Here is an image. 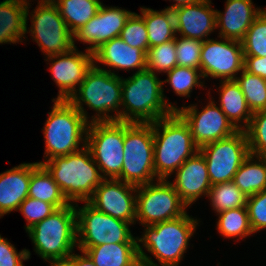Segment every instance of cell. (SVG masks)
<instances>
[{
    "mask_svg": "<svg viewBox=\"0 0 266 266\" xmlns=\"http://www.w3.org/2000/svg\"><path fill=\"white\" fill-rule=\"evenodd\" d=\"M162 83L149 69L138 70L129 79L122 80L121 102L127 111H130V116L126 111H119L116 117L112 118L106 114L101 118H93V121L153 123L172 114L177 108L164 102Z\"/></svg>",
    "mask_w": 266,
    "mask_h": 266,
    "instance_id": "1",
    "label": "cell"
},
{
    "mask_svg": "<svg viewBox=\"0 0 266 266\" xmlns=\"http://www.w3.org/2000/svg\"><path fill=\"white\" fill-rule=\"evenodd\" d=\"M84 147L78 152L39 163L52 175L68 202L89 201L104 179L94 167L96 162L90 150L86 145Z\"/></svg>",
    "mask_w": 266,
    "mask_h": 266,
    "instance_id": "2",
    "label": "cell"
},
{
    "mask_svg": "<svg viewBox=\"0 0 266 266\" xmlns=\"http://www.w3.org/2000/svg\"><path fill=\"white\" fill-rule=\"evenodd\" d=\"M158 127H162V134ZM153 136L154 170L158 179L167 178L173 170L191 158L190 154H194V148L199 151L189 126L176 111L153 122Z\"/></svg>",
    "mask_w": 266,
    "mask_h": 266,
    "instance_id": "3",
    "label": "cell"
},
{
    "mask_svg": "<svg viewBox=\"0 0 266 266\" xmlns=\"http://www.w3.org/2000/svg\"><path fill=\"white\" fill-rule=\"evenodd\" d=\"M76 220V209L69 204L27 230L36 252L44 259H53L51 266L70 256L77 240Z\"/></svg>",
    "mask_w": 266,
    "mask_h": 266,
    "instance_id": "4",
    "label": "cell"
},
{
    "mask_svg": "<svg viewBox=\"0 0 266 266\" xmlns=\"http://www.w3.org/2000/svg\"><path fill=\"white\" fill-rule=\"evenodd\" d=\"M154 176L153 123L124 122V160L120 180L137 187L151 183Z\"/></svg>",
    "mask_w": 266,
    "mask_h": 266,
    "instance_id": "5",
    "label": "cell"
},
{
    "mask_svg": "<svg viewBox=\"0 0 266 266\" xmlns=\"http://www.w3.org/2000/svg\"><path fill=\"white\" fill-rule=\"evenodd\" d=\"M87 125L82 113L69 100H56L44 128L45 154H50L49 160L78 152Z\"/></svg>",
    "mask_w": 266,
    "mask_h": 266,
    "instance_id": "6",
    "label": "cell"
},
{
    "mask_svg": "<svg viewBox=\"0 0 266 266\" xmlns=\"http://www.w3.org/2000/svg\"><path fill=\"white\" fill-rule=\"evenodd\" d=\"M196 222L185 214L153 224L147 226L144 237L139 241H144V247L153 253L163 266H177L197 225Z\"/></svg>",
    "mask_w": 266,
    "mask_h": 266,
    "instance_id": "7",
    "label": "cell"
},
{
    "mask_svg": "<svg viewBox=\"0 0 266 266\" xmlns=\"http://www.w3.org/2000/svg\"><path fill=\"white\" fill-rule=\"evenodd\" d=\"M90 124L85 145L93 159L98 161V170L111 179H120L124 160V122L92 121Z\"/></svg>",
    "mask_w": 266,
    "mask_h": 266,
    "instance_id": "8",
    "label": "cell"
},
{
    "mask_svg": "<svg viewBox=\"0 0 266 266\" xmlns=\"http://www.w3.org/2000/svg\"><path fill=\"white\" fill-rule=\"evenodd\" d=\"M199 152L206 160L212 185L232 181L241 164L250 155L244 129L225 139L201 146Z\"/></svg>",
    "mask_w": 266,
    "mask_h": 266,
    "instance_id": "9",
    "label": "cell"
},
{
    "mask_svg": "<svg viewBox=\"0 0 266 266\" xmlns=\"http://www.w3.org/2000/svg\"><path fill=\"white\" fill-rule=\"evenodd\" d=\"M79 248H91L101 244L137 243L128 228V222L116 219L93 207L88 201L76 210Z\"/></svg>",
    "mask_w": 266,
    "mask_h": 266,
    "instance_id": "10",
    "label": "cell"
},
{
    "mask_svg": "<svg viewBox=\"0 0 266 266\" xmlns=\"http://www.w3.org/2000/svg\"><path fill=\"white\" fill-rule=\"evenodd\" d=\"M80 97L76 93L69 99V101L78 109L84 118L82 100L90 108L106 114L107 111L115 110L122 104V79L111 71L102 70L94 64L87 71L84 81L79 86ZM106 111V112H105Z\"/></svg>",
    "mask_w": 266,
    "mask_h": 266,
    "instance_id": "11",
    "label": "cell"
},
{
    "mask_svg": "<svg viewBox=\"0 0 266 266\" xmlns=\"http://www.w3.org/2000/svg\"><path fill=\"white\" fill-rule=\"evenodd\" d=\"M141 189L136 197V218L141 223H148L151 226L166 220L175 219L186 214L179 194L174 189L172 183L166 179H159V185L137 186Z\"/></svg>",
    "mask_w": 266,
    "mask_h": 266,
    "instance_id": "12",
    "label": "cell"
},
{
    "mask_svg": "<svg viewBox=\"0 0 266 266\" xmlns=\"http://www.w3.org/2000/svg\"><path fill=\"white\" fill-rule=\"evenodd\" d=\"M33 15V30H30L38 45L48 56L64 54L74 49L73 33L61 17L54 0H41Z\"/></svg>",
    "mask_w": 266,
    "mask_h": 266,
    "instance_id": "13",
    "label": "cell"
},
{
    "mask_svg": "<svg viewBox=\"0 0 266 266\" xmlns=\"http://www.w3.org/2000/svg\"><path fill=\"white\" fill-rule=\"evenodd\" d=\"M225 40L227 42L203 40L200 56V71L203 78L209 74L211 77L235 80L234 73L244 69L242 42Z\"/></svg>",
    "mask_w": 266,
    "mask_h": 266,
    "instance_id": "14",
    "label": "cell"
},
{
    "mask_svg": "<svg viewBox=\"0 0 266 266\" xmlns=\"http://www.w3.org/2000/svg\"><path fill=\"white\" fill-rule=\"evenodd\" d=\"M176 112L185 120L189 126L194 143L201 146L225 139L235 134L239 129L231 123L226 114L211 103L199 114L195 106L182 108Z\"/></svg>",
    "mask_w": 266,
    "mask_h": 266,
    "instance_id": "15",
    "label": "cell"
},
{
    "mask_svg": "<svg viewBox=\"0 0 266 266\" xmlns=\"http://www.w3.org/2000/svg\"><path fill=\"white\" fill-rule=\"evenodd\" d=\"M120 179L106 178L95 189L93 196L88 201L97 210L116 219L133 223L136 218V196H131L129 191L137 189L136 186L121 183Z\"/></svg>",
    "mask_w": 266,
    "mask_h": 266,
    "instance_id": "16",
    "label": "cell"
},
{
    "mask_svg": "<svg viewBox=\"0 0 266 266\" xmlns=\"http://www.w3.org/2000/svg\"><path fill=\"white\" fill-rule=\"evenodd\" d=\"M132 13L126 10L106 8L101 5L98 13L84 26L73 33L77 39L92 44L88 50L94 52L103 43L119 37L127 19Z\"/></svg>",
    "mask_w": 266,
    "mask_h": 266,
    "instance_id": "17",
    "label": "cell"
},
{
    "mask_svg": "<svg viewBox=\"0 0 266 266\" xmlns=\"http://www.w3.org/2000/svg\"><path fill=\"white\" fill-rule=\"evenodd\" d=\"M75 50L74 47V49L64 54L49 56L51 59L60 56V59L52 63L53 65L50 69L55 82L60 87V94L57 100H69L75 94L74 87L76 84L79 83L81 85L87 71L94 63L92 52L87 50L88 52L83 54L77 53Z\"/></svg>",
    "mask_w": 266,
    "mask_h": 266,
    "instance_id": "18",
    "label": "cell"
},
{
    "mask_svg": "<svg viewBox=\"0 0 266 266\" xmlns=\"http://www.w3.org/2000/svg\"><path fill=\"white\" fill-rule=\"evenodd\" d=\"M182 202L187 206L202 193L208 195L212 186L204 156L196 151L178 169L175 184H172Z\"/></svg>",
    "mask_w": 266,
    "mask_h": 266,
    "instance_id": "19",
    "label": "cell"
},
{
    "mask_svg": "<svg viewBox=\"0 0 266 266\" xmlns=\"http://www.w3.org/2000/svg\"><path fill=\"white\" fill-rule=\"evenodd\" d=\"M209 3V0H199L172 9L176 32L184 38L203 41L201 38L216 27V11L210 9Z\"/></svg>",
    "mask_w": 266,
    "mask_h": 266,
    "instance_id": "20",
    "label": "cell"
},
{
    "mask_svg": "<svg viewBox=\"0 0 266 266\" xmlns=\"http://www.w3.org/2000/svg\"><path fill=\"white\" fill-rule=\"evenodd\" d=\"M80 249L97 266H157L144 254L138 243L101 244Z\"/></svg>",
    "mask_w": 266,
    "mask_h": 266,
    "instance_id": "21",
    "label": "cell"
},
{
    "mask_svg": "<svg viewBox=\"0 0 266 266\" xmlns=\"http://www.w3.org/2000/svg\"><path fill=\"white\" fill-rule=\"evenodd\" d=\"M224 16L216 11V27L221 25V37L242 41L255 18L262 12L252 9L251 0H227Z\"/></svg>",
    "mask_w": 266,
    "mask_h": 266,
    "instance_id": "22",
    "label": "cell"
},
{
    "mask_svg": "<svg viewBox=\"0 0 266 266\" xmlns=\"http://www.w3.org/2000/svg\"><path fill=\"white\" fill-rule=\"evenodd\" d=\"M31 164H21L0 174V216L19 209L28 197Z\"/></svg>",
    "mask_w": 266,
    "mask_h": 266,
    "instance_id": "23",
    "label": "cell"
},
{
    "mask_svg": "<svg viewBox=\"0 0 266 266\" xmlns=\"http://www.w3.org/2000/svg\"><path fill=\"white\" fill-rule=\"evenodd\" d=\"M93 59L117 69L138 67L140 71L146 69L147 63L145 51L129 46L120 37L103 43L93 52Z\"/></svg>",
    "mask_w": 266,
    "mask_h": 266,
    "instance_id": "24",
    "label": "cell"
},
{
    "mask_svg": "<svg viewBox=\"0 0 266 266\" xmlns=\"http://www.w3.org/2000/svg\"><path fill=\"white\" fill-rule=\"evenodd\" d=\"M24 1L5 0L0 3V43H15L26 33L28 7Z\"/></svg>",
    "mask_w": 266,
    "mask_h": 266,
    "instance_id": "25",
    "label": "cell"
},
{
    "mask_svg": "<svg viewBox=\"0 0 266 266\" xmlns=\"http://www.w3.org/2000/svg\"><path fill=\"white\" fill-rule=\"evenodd\" d=\"M28 197L51 203L57 209L70 204L61 192L60 187L54 181L52 175L38 162L31 164Z\"/></svg>",
    "mask_w": 266,
    "mask_h": 266,
    "instance_id": "26",
    "label": "cell"
},
{
    "mask_svg": "<svg viewBox=\"0 0 266 266\" xmlns=\"http://www.w3.org/2000/svg\"><path fill=\"white\" fill-rule=\"evenodd\" d=\"M148 33L149 48L174 40L176 37L173 11L169 8L161 12L141 9Z\"/></svg>",
    "mask_w": 266,
    "mask_h": 266,
    "instance_id": "27",
    "label": "cell"
},
{
    "mask_svg": "<svg viewBox=\"0 0 266 266\" xmlns=\"http://www.w3.org/2000/svg\"><path fill=\"white\" fill-rule=\"evenodd\" d=\"M221 87V110L239 130H242V128H239L236 123L241 120V118H244L247 128L252 118V113L248 108L244 94L238 83L236 80H224ZM244 114L245 117H243ZM233 121H236V123Z\"/></svg>",
    "mask_w": 266,
    "mask_h": 266,
    "instance_id": "28",
    "label": "cell"
},
{
    "mask_svg": "<svg viewBox=\"0 0 266 266\" xmlns=\"http://www.w3.org/2000/svg\"><path fill=\"white\" fill-rule=\"evenodd\" d=\"M253 155L250 154L241 164L233 177V182L246 197L266 189V158H260L262 163H250Z\"/></svg>",
    "mask_w": 266,
    "mask_h": 266,
    "instance_id": "29",
    "label": "cell"
},
{
    "mask_svg": "<svg viewBox=\"0 0 266 266\" xmlns=\"http://www.w3.org/2000/svg\"><path fill=\"white\" fill-rule=\"evenodd\" d=\"M57 2L54 3L68 28L71 27L72 33L94 17L102 5L99 0H59Z\"/></svg>",
    "mask_w": 266,
    "mask_h": 266,
    "instance_id": "30",
    "label": "cell"
},
{
    "mask_svg": "<svg viewBox=\"0 0 266 266\" xmlns=\"http://www.w3.org/2000/svg\"><path fill=\"white\" fill-rule=\"evenodd\" d=\"M241 88L251 113L266 110V79L242 70L240 79L235 78Z\"/></svg>",
    "mask_w": 266,
    "mask_h": 266,
    "instance_id": "31",
    "label": "cell"
},
{
    "mask_svg": "<svg viewBox=\"0 0 266 266\" xmlns=\"http://www.w3.org/2000/svg\"><path fill=\"white\" fill-rule=\"evenodd\" d=\"M208 195L217 212L246 207L247 197L233 181L212 185Z\"/></svg>",
    "mask_w": 266,
    "mask_h": 266,
    "instance_id": "32",
    "label": "cell"
},
{
    "mask_svg": "<svg viewBox=\"0 0 266 266\" xmlns=\"http://www.w3.org/2000/svg\"><path fill=\"white\" fill-rule=\"evenodd\" d=\"M219 213L220 217L217 226L223 236L234 237L241 235V237H244L253 233L246 207H239Z\"/></svg>",
    "mask_w": 266,
    "mask_h": 266,
    "instance_id": "33",
    "label": "cell"
},
{
    "mask_svg": "<svg viewBox=\"0 0 266 266\" xmlns=\"http://www.w3.org/2000/svg\"><path fill=\"white\" fill-rule=\"evenodd\" d=\"M241 42L244 56L266 57V10L255 18Z\"/></svg>",
    "mask_w": 266,
    "mask_h": 266,
    "instance_id": "34",
    "label": "cell"
},
{
    "mask_svg": "<svg viewBox=\"0 0 266 266\" xmlns=\"http://www.w3.org/2000/svg\"><path fill=\"white\" fill-rule=\"evenodd\" d=\"M146 68L150 71L168 72L177 66V52L175 39L169 42L148 48L146 53Z\"/></svg>",
    "mask_w": 266,
    "mask_h": 266,
    "instance_id": "35",
    "label": "cell"
},
{
    "mask_svg": "<svg viewBox=\"0 0 266 266\" xmlns=\"http://www.w3.org/2000/svg\"><path fill=\"white\" fill-rule=\"evenodd\" d=\"M246 129L250 154L266 158V110L253 113Z\"/></svg>",
    "mask_w": 266,
    "mask_h": 266,
    "instance_id": "36",
    "label": "cell"
},
{
    "mask_svg": "<svg viewBox=\"0 0 266 266\" xmlns=\"http://www.w3.org/2000/svg\"><path fill=\"white\" fill-rule=\"evenodd\" d=\"M119 37L129 46L139 48L147 53L149 48L148 33L142 16L132 13Z\"/></svg>",
    "mask_w": 266,
    "mask_h": 266,
    "instance_id": "37",
    "label": "cell"
},
{
    "mask_svg": "<svg viewBox=\"0 0 266 266\" xmlns=\"http://www.w3.org/2000/svg\"><path fill=\"white\" fill-rule=\"evenodd\" d=\"M203 41L191 38H175L177 65L200 69V56Z\"/></svg>",
    "mask_w": 266,
    "mask_h": 266,
    "instance_id": "38",
    "label": "cell"
},
{
    "mask_svg": "<svg viewBox=\"0 0 266 266\" xmlns=\"http://www.w3.org/2000/svg\"><path fill=\"white\" fill-rule=\"evenodd\" d=\"M198 69L191 67L176 66L172 70L168 71L169 79L165 80L170 82L175 92L178 95L186 96L190 93L191 89L198 84Z\"/></svg>",
    "mask_w": 266,
    "mask_h": 266,
    "instance_id": "39",
    "label": "cell"
},
{
    "mask_svg": "<svg viewBox=\"0 0 266 266\" xmlns=\"http://www.w3.org/2000/svg\"><path fill=\"white\" fill-rule=\"evenodd\" d=\"M19 210L22 212L26 220L30 223L26 227L27 231L29 228L55 212L57 208L51 203L27 197L20 204Z\"/></svg>",
    "mask_w": 266,
    "mask_h": 266,
    "instance_id": "40",
    "label": "cell"
},
{
    "mask_svg": "<svg viewBox=\"0 0 266 266\" xmlns=\"http://www.w3.org/2000/svg\"><path fill=\"white\" fill-rule=\"evenodd\" d=\"M246 208L252 231L266 227V189L247 197Z\"/></svg>",
    "mask_w": 266,
    "mask_h": 266,
    "instance_id": "41",
    "label": "cell"
},
{
    "mask_svg": "<svg viewBox=\"0 0 266 266\" xmlns=\"http://www.w3.org/2000/svg\"><path fill=\"white\" fill-rule=\"evenodd\" d=\"M30 252L26 249L17 254L13 245L0 236V266H23L22 259L27 260Z\"/></svg>",
    "mask_w": 266,
    "mask_h": 266,
    "instance_id": "42",
    "label": "cell"
},
{
    "mask_svg": "<svg viewBox=\"0 0 266 266\" xmlns=\"http://www.w3.org/2000/svg\"><path fill=\"white\" fill-rule=\"evenodd\" d=\"M244 69L251 74L266 79V57L244 56Z\"/></svg>",
    "mask_w": 266,
    "mask_h": 266,
    "instance_id": "43",
    "label": "cell"
},
{
    "mask_svg": "<svg viewBox=\"0 0 266 266\" xmlns=\"http://www.w3.org/2000/svg\"><path fill=\"white\" fill-rule=\"evenodd\" d=\"M84 255L85 256L71 254L64 262L57 266H97L86 253H84Z\"/></svg>",
    "mask_w": 266,
    "mask_h": 266,
    "instance_id": "44",
    "label": "cell"
},
{
    "mask_svg": "<svg viewBox=\"0 0 266 266\" xmlns=\"http://www.w3.org/2000/svg\"><path fill=\"white\" fill-rule=\"evenodd\" d=\"M175 1L178 2V3H176L173 6H170L169 9L172 10V9L177 8V7H180V6H184V5H188V4H193V3H195V2H197L199 0H175Z\"/></svg>",
    "mask_w": 266,
    "mask_h": 266,
    "instance_id": "45",
    "label": "cell"
}]
</instances>
